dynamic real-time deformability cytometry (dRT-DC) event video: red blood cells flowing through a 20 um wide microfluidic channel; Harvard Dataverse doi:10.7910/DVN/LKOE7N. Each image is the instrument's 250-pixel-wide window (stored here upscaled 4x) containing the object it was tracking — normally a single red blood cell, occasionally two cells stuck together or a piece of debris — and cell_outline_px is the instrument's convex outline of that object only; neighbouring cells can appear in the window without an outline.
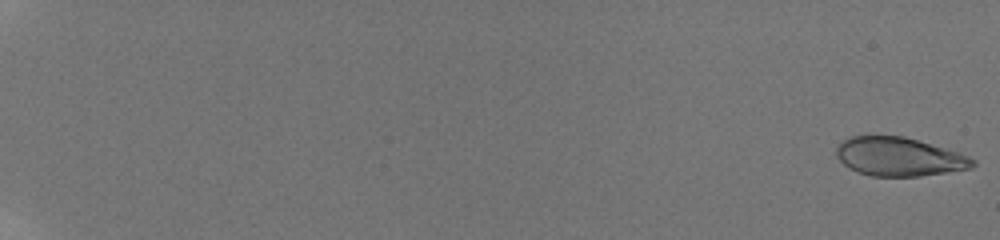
{"species": "human", "species_latin": "Homo sapiens", "temperature_condition": "room temperature", "stored_images_in_passage": 58, "camera_frame_rate_fps": 3000, "um_per_image_px": 0.085, "donor": {"sex": "male"}, "frame": {"image": 1, "passage_image": 1, "time_ms": 0.0, "image_size_px": [1000, 240], "cell_outline_px": [[976, 164], [972, 168], [920, 176], [872, 176], [856, 172], [848, 168], [836, 156], [836, 148], [848, 136], [872, 132], [904, 136], [944, 148], [968, 156], [976, 160]], "centroid_in_image_um": [76.35, 13.28], "position_along_channel_um": 8.7, "area_um2": 31.39}}
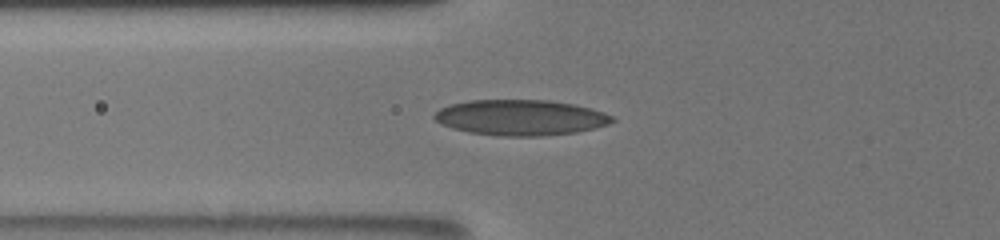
{"frame": {"image": 2, "passage_image": 26, "time_ms": 8.333, "image_size_px": [1000, 240], "cell_outline_px": [[616, 120], [608, 124], [596, 128], [576, 132], [544, 136], [496, 136], [468, 132], [452, 128], [440, 124], [432, 116], [440, 108], [448, 104], [468, 100], [548, 100], [576, 104], [592, 108], [604, 112], [612, 116]], "centroid_in_image_um": [44.25, 9.99], "position_along_channel_um": 81.6, "area_um2": 37.34}}
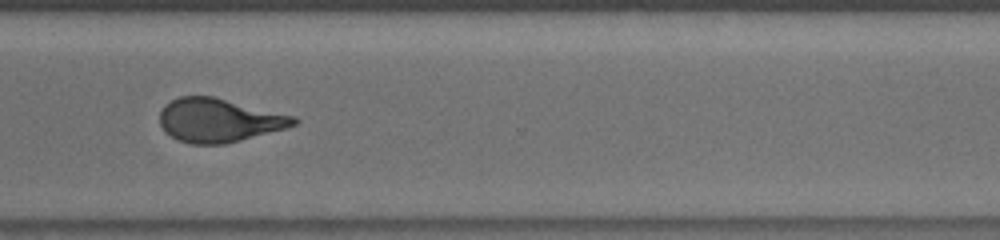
{"frame": {"image": 3, "passage_image": 47, "time_ms": 15.333, "image_size_px": [1000, 240], "cell_outline_px": [[300, 120], [296, 124], [288, 128], [224, 144], [192, 144], [180, 140], [164, 132], [160, 124], [160, 112], [164, 104], [180, 96], [212, 96], [296, 116]], "centroid_in_image_um": [18.62, 10.22], "position_along_channel_um": 352.0, "area_um2": 34.1}, "authors_computed_cell_mechanics": {"area_um2": 33.4951, "velocity_mm_per_s": 3.8817, "shape_relaxation_time_tau1_ms": 6.1088, "shape_relaxation_time_tau2_ms": 0.7626, "deformation_change_tau1": 0.2096, "deformation_change_tau2": 0.0783}}